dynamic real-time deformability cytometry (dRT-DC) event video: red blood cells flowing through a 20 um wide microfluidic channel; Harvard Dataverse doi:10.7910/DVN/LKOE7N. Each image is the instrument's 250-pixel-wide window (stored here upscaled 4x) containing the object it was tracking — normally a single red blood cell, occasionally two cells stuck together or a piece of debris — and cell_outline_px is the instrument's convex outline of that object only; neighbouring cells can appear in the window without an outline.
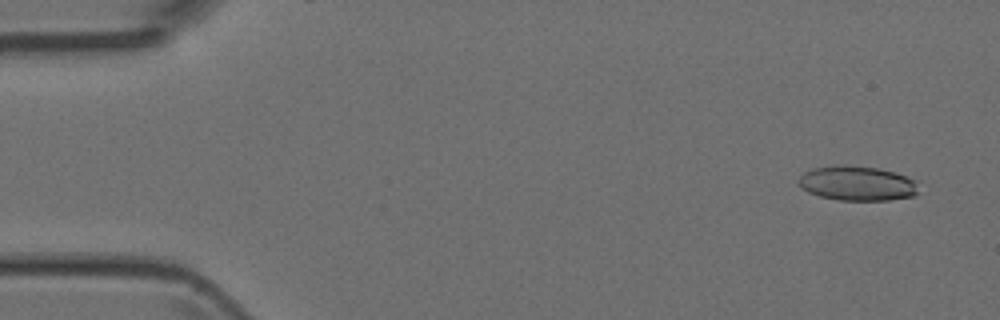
{"species": "Egyptian fruit bat (a non-hibernating species)", "species_latin": "Rousettus aegyptiacus", "temperature_condition": "room temperature", "stored_images_in_passage": 4, "camera_frame_rate_fps": 3000, "um_per_image_px": 0.085, "animal": {"sex": "female"}, "frame": {"image": 1, "passage_image": 1, "time_ms": 0.0, "image_size_px": [1000, 320], "cell_outline_px": [[920, 192], [916, 196], [888, 200], [840, 200], [820, 196], [808, 192], [800, 188], [796, 180], [804, 172], [812, 168], [836, 164], [848, 164], [880, 168], [896, 172], [916, 180]], "centroid_in_image_um": [72.87, 15.57], "position_along_channel_um": 12.1, "area_um2": 24.91}}
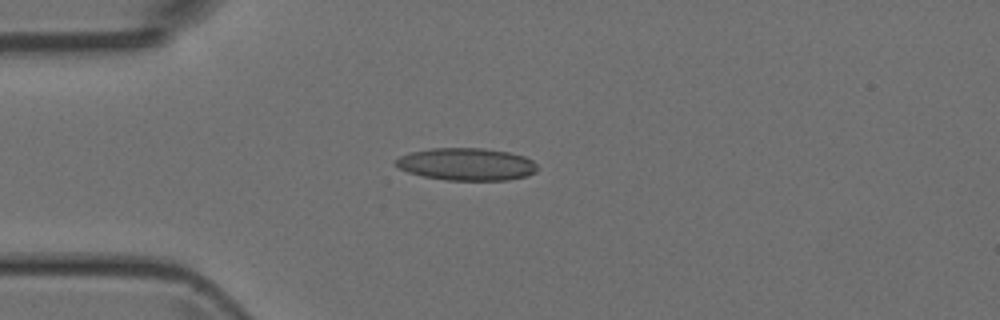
{"frame": {"image": 2, "passage_image": 4, "time_ms": 3.333, "image_size_px": [1000, 320], "cell_outline_px": [[540, 168], [536, 172], [528, 176], [508, 180], [444, 180], [424, 176], [408, 172], [400, 168], [396, 164], [396, 160], [400, 156], [408, 152], [432, 148], [484, 148], [508, 152], [524, 156], [532, 160]], "centroid_in_image_um": [39.69, 13.96], "position_along_channel_um": 45.3, "area_um2": 26.88}}